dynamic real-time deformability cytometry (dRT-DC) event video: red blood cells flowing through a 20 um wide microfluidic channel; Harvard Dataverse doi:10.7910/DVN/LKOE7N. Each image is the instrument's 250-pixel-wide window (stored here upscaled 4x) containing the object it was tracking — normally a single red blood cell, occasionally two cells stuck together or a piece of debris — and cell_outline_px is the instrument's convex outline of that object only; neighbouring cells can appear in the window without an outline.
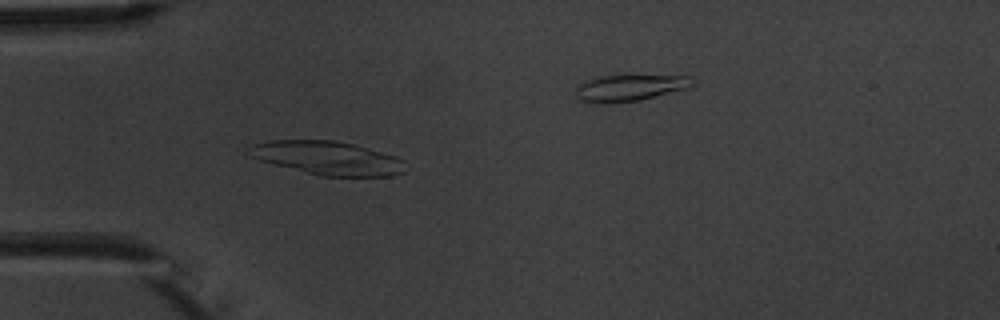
{"species": "common noctule bat (a hibernating species)", "species_latin": "Nyctalus noctula", "temperature_condition": "warm", "stored_images_in_passage": 5, "segment_of_instrument_passage": [1, 2], "camera_frame_rate_fps": 3000, "um_per_image_px": 0.085, "animal": {"sex": "male", "body_mass_g": 20.1, "forearm_length_mm": 53.5}, "frame": {"image": 1, "passage_image": 4, "time_ms": 4.333, "image_size_px": [1000, 320], "cell_outline_px": [[404, 172], [392, 176], [316, 176], [260, 160], [244, 152], [244, 148], [252, 144], [268, 140], [336, 140], [352, 144], [396, 156], [404, 160]], "centroid_in_image_um": [27.78, 13.43], "position_along_channel_um": 57.2, "area_um2": 30.87}}